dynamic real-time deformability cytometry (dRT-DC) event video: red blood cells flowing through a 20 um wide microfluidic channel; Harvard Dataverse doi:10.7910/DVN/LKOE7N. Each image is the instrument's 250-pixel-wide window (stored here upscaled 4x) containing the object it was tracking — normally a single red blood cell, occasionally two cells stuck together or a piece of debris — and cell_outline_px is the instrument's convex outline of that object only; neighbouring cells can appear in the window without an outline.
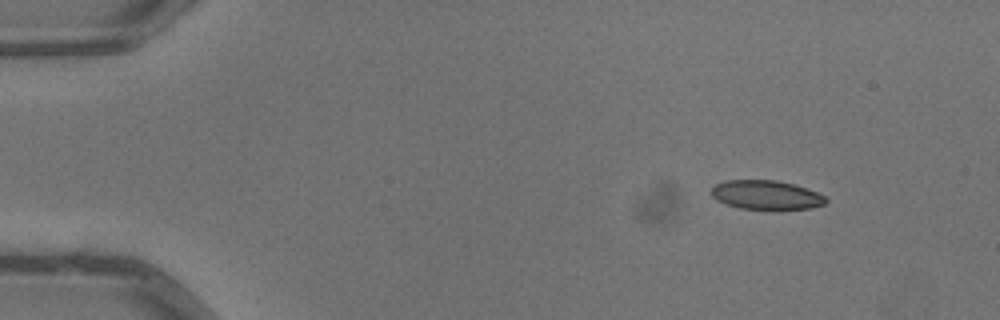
{"species": "common noctule bat (a hibernating species)", "species_latin": "Nyctalus noctula", "temperature_condition": "warm", "stored_images_in_passage": 8, "camera_frame_rate_fps": 3000, "um_per_image_px": 0.085, "animal": {"sex": "male", "body_mass_g": 13.3}, "frame": {"image": 1, "passage_image": 2, "time_ms": 0.333, "image_size_px": [1000, 320], "cell_outline_px": [[828, 200], [824, 204], [808, 208], [740, 208], [716, 200], [712, 196], [712, 188], [716, 184], [724, 180], [776, 180], [792, 184], [816, 192], [824, 196]], "centroid_in_image_um": [65.09, 16.55], "position_along_channel_um": 19.9, "area_um2": 18.84}}
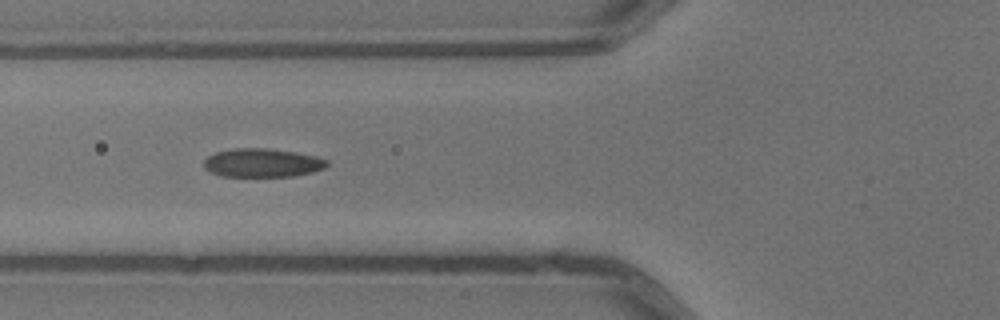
{"frame": {"image": 2, "passage_image": 6, "time_ms": 1.667, "image_size_px": [1000, 320], "cell_outline_px": [[328, 164], [324, 168], [312, 172], [292, 176], [220, 176], [204, 168], [204, 160], [208, 156], [216, 152], [236, 148], [268, 148], [296, 152], [316, 156], [328, 160]], "centroid_in_image_um": [22.3, 13.83], "position_along_channel_um": 103.5, "area_um2": 20.46}}
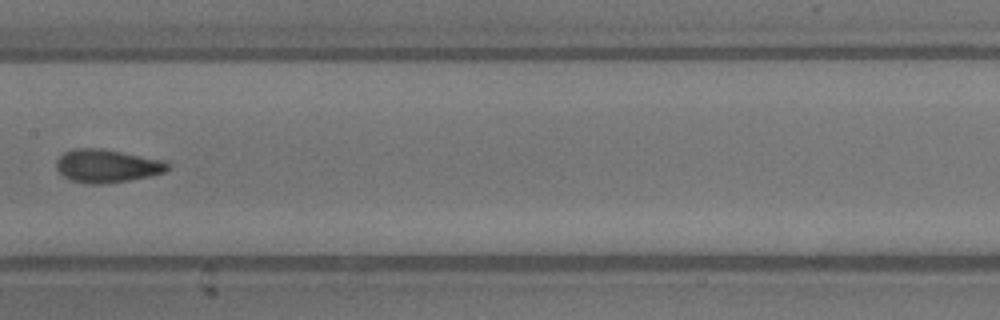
{"frame": {"image": 3, "passage_image": 8, "time_ms": 2.333, "image_size_px": [1000, 320], "cell_outline_px": [[168, 168], [164, 172], [148, 176], [128, 180], [104, 184], [88, 184], [72, 180], [64, 176], [56, 168], [56, 160], [64, 152], [76, 148], [100, 148], [168, 160]], "centroid_in_image_um": [9.1, 14.09], "position_along_channel_um": 198.3, "area_um2": 21.5}}